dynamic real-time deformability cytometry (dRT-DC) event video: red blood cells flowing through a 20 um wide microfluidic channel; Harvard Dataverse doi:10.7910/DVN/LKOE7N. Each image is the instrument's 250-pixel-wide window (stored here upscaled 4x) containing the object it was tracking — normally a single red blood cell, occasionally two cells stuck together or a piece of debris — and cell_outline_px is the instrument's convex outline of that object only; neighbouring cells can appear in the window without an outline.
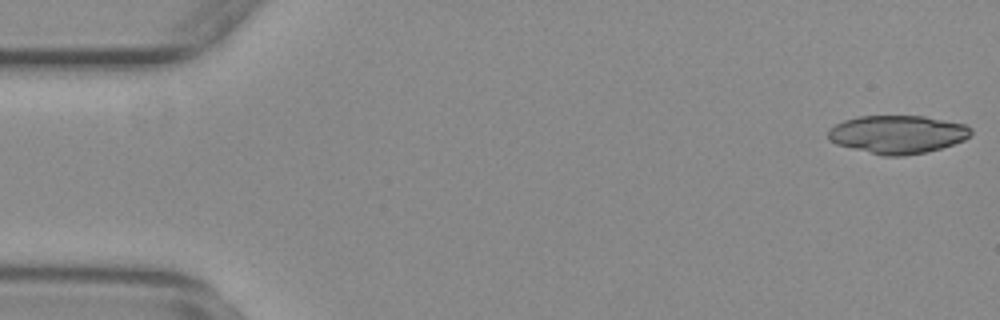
{"species": "common noctule bat (a hibernating species)", "species_latin": "Nyctalus noctula", "temperature_condition": "warm", "stored_images_in_passage": 53, "camera_frame_rate_fps": 3000, "um_per_image_px": 0.085, "animal": {"sex": "female", "body_mass_g": 29.2, "forearm_length_mm": 56.3}, "frame": {"image": 1, "passage_image": 1, "time_ms": 0.0, "image_size_px": [1000, 320], "cell_outline_px": [[972, 132], [964, 140], [940, 148], [924, 152], [904, 156], [884, 156], [836, 144], [828, 140], [828, 132], [836, 124], [844, 120], [860, 116], [924, 116], [964, 124], [972, 128]], "centroid_in_image_um": [76.28, 11.42], "position_along_channel_um": 8.7, "area_um2": 31.5}}